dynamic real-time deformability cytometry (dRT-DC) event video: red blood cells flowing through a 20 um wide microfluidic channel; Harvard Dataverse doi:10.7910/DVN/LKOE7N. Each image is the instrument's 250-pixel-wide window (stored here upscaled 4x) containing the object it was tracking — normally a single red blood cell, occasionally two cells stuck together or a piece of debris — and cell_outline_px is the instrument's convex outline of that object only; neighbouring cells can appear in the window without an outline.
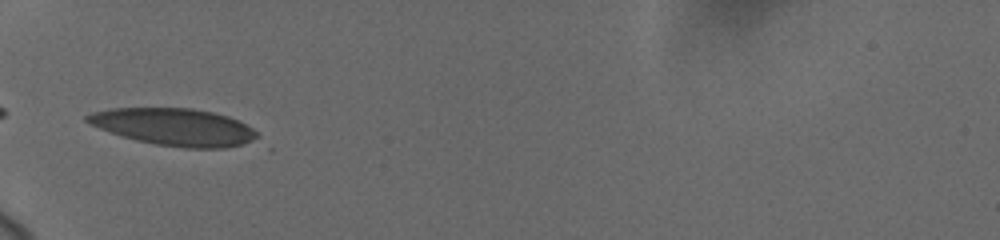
{"species": "human", "species_latin": "Homo sapiens", "temperature_condition": "cold", "stored_images_in_passage": 32, "camera_frame_rate_fps": 3000, "um_per_image_px": 0.085, "donor": {"sex": "female"}, "frame": {"image": 1, "passage_image": 1, "time_ms": 0.0, "image_size_px": [1000, 240], "cell_outline_px": [[260, 140], [224, 148], [184, 148], [156, 144], [136, 140], [120, 136], [100, 128], [84, 120], [84, 116], [92, 112], [108, 108], [192, 108], [212, 112], [228, 116], [252, 128], [260, 136]], "centroid_in_image_um": [14.81, 10.79], "position_along_channel_um": 70.2, "area_um2": 36.93}}
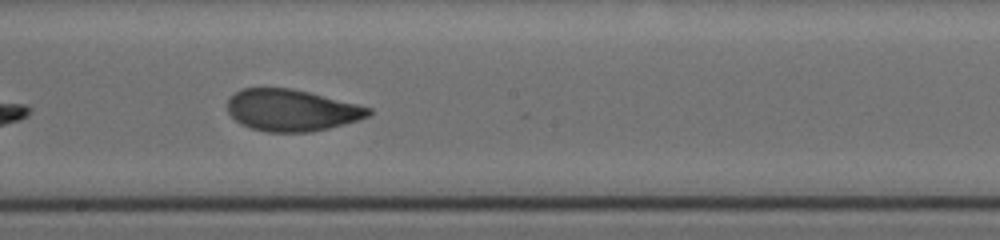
{"frame": {"image": 2, "passage_image": 15, "time_ms": 4.333, "image_size_px": [1000, 240], "cell_outline_px": [[372, 112], [368, 116], [356, 120], [328, 128], [312, 132], [268, 132], [252, 128], [240, 124], [228, 112], [228, 96], [240, 88], [292, 88], [372, 108]], "centroid_in_image_um": [24.73, 9.36], "position_along_channel_um": 223.5, "area_um2": 34.1}}
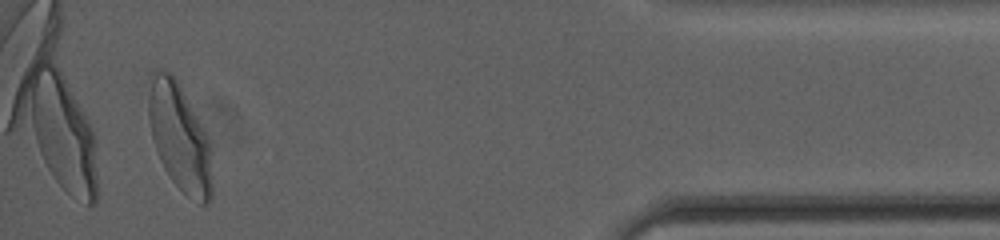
{"frame": {"image": 3, "passage_image": 29, "time_ms": 11.0, "image_size_px": [1000, 240], "cell_outline_px": [[212, 200], [208, 204], [200, 204], [188, 196], [172, 180], [164, 168], [160, 160], [152, 136], [148, 116], [148, 76], [156, 68], [172, 72], [204, 132], [208, 140], [212, 184]], "centroid_in_image_um": [15.22, 11.65], "position_along_channel_um": 420.0, "area_um2": 39.25}, "authors_computed_cell_mechanics": {"area_um2": 35.8649, "velocity_mm_per_s": 3.68, "shape_relaxation_time_tau1_ms": 4.4492, "shape_relaxation_time_tau2_ms": 1.4504, "deformation_change_tau1": 0.1612, "deformation_change_tau2": 0.0692}}